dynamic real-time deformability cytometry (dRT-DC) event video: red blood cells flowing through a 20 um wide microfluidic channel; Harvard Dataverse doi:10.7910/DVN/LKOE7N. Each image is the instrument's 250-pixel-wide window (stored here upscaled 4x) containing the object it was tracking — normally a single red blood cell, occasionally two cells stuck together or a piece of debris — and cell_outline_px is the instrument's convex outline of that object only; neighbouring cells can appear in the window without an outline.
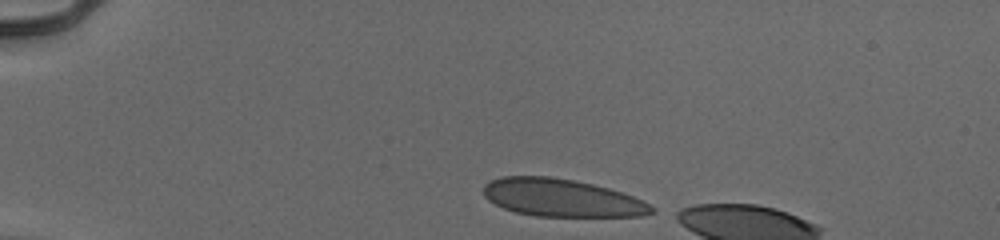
{"species": "human", "species_latin": "Homo sapiens", "temperature_condition": "cold", "stored_images_in_passage": 35, "camera_frame_rate_fps": 3000, "um_per_image_px": 0.085, "donor": {"sex": "male"}, "frame": {"image": 1, "passage_image": 1, "time_ms": 0.0, "image_size_px": [1000, 240], "cell_outline_px": [[656, 212], [640, 216], [536, 216], [516, 212], [504, 208], [488, 200], [484, 196], [484, 184], [500, 176], [552, 176], [592, 184], [608, 188], [632, 196], [656, 208]], "centroid_in_image_um": [47.72, 16.81], "position_along_channel_um": 37.3, "area_um2": 36.7}}
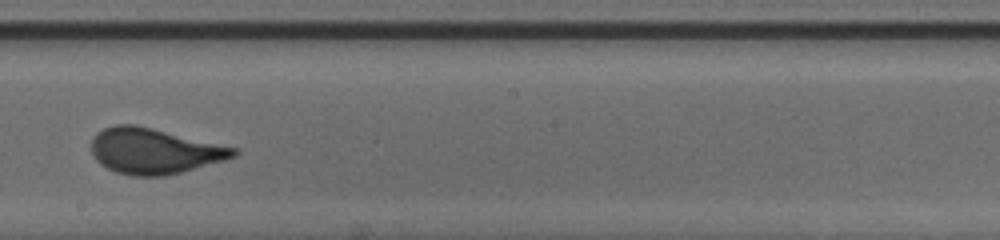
{"frame": {"image": 2, "passage_image": 21, "time_ms": 6.667, "image_size_px": [1000, 240], "cell_outline_px": [[240, 152], [236, 156], [224, 160], [180, 172], [164, 176], [132, 176], [116, 172], [100, 164], [96, 160], [92, 152], [92, 140], [96, 132], [104, 128], [116, 124], [136, 124], [236, 148]], "centroid_in_image_um": [13.08, 12.83], "position_along_channel_um": 235.1, "area_um2": 37.57}}
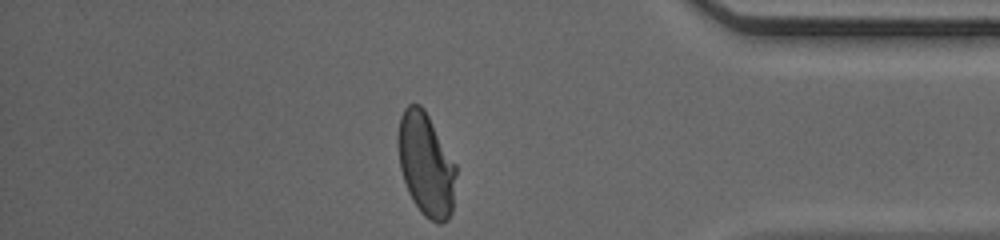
{"frame": {"image": 3, "passage_image": 35, "time_ms": 11.333, "image_size_px": [1000, 240], "cell_outline_px": [[456, 176], [452, 212], [448, 220], [440, 224], [436, 224], [424, 216], [420, 212], [412, 200], [408, 192], [400, 168], [396, 144], [396, 136], [400, 116], [404, 108], [408, 104], [420, 104], [424, 108], [456, 164]], "centroid_in_image_um": [36.19, 13.98], "position_along_channel_um": 399.0, "area_um2": 35.43}, "authors_computed_cell_mechanics": {"area_um2": 37.1654, "velocity_mm_per_s": 3.9579, "shape_relaxation_time_tau1_ms": 4.6061, "shape_relaxation_time_tau2_ms": null, "deformation_change_tau1": 0.1667, "deformation_change_tau2": null}}